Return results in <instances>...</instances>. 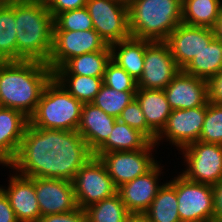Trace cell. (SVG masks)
I'll return each instance as SVG.
<instances>
[{"label":"cell","mask_w":222,"mask_h":222,"mask_svg":"<svg viewBox=\"0 0 222 222\" xmlns=\"http://www.w3.org/2000/svg\"><path fill=\"white\" fill-rule=\"evenodd\" d=\"M92 157L93 152L77 131L41 129L28 124L18 152L8 167L28 178L72 182Z\"/></svg>","instance_id":"6da1fadb"},{"label":"cell","mask_w":222,"mask_h":222,"mask_svg":"<svg viewBox=\"0 0 222 222\" xmlns=\"http://www.w3.org/2000/svg\"><path fill=\"white\" fill-rule=\"evenodd\" d=\"M52 78L53 71L40 61L0 62V107L19 110L29 118Z\"/></svg>","instance_id":"7a4b0ae2"},{"label":"cell","mask_w":222,"mask_h":222,"mask_svg":"<svg viewBox=\"0 0 222 222\" xmlns=\"http://www.w3.org/2000/svg\"><path fill=\"white\" fill-rule=\"evenodd\" d=\"M17 61L48 63L52 51L54 17L45 0L15 2Z\"/></svg>","instance_id":"3957f363"},{"label":"cell","mask_w":222,"mask_h":222,"mask_svg":"<svg viewBox=\"0 0 222 222\" xmlns=\"http://www.w3.org/2000/svg\"><path fill=\"white\" fill-rule=\"evenodd\" d=\"M182 0H131L128 3L131 36L165 41L182 23Z\"/></svg>","instance_id":"277c9868"},{"label":"cell","mask_w":222,"mask_h":222,"mask_svg":"<svg viewBox=\"0 0 222 222\" xmlns=\"http://www.w3.org/2000/svg\"><path fill=\"white\" fill-rule=\"evenodd\" d=\"M83 103L54 77L45 86L29 124L41 129L77 131Z\"/></svg>","instance_id":"5b68a950"},{"label":"cell","mask_w":222,"mask_h":222,"mask_svg":"<svg viewBox=\"0 0 222 222\" xmlns=\"http://www.w3.org/2000/svg\"><path fill=\"white\" fill-rule=\"evenodd\" d=\"M169 182L176 189L181 222H214L212 185L189 181L181 174Z\"/></svg>","instance_id":"8992f818"},{"label":"cell","mask_w":222,"mask_h":222,"mask_svg":"<svg viewBox=\"0 0 222 222\" xmlns=\"http://www.w3.org/2000/svg\"><path fill=\"white\" fill-rule=\"evenodd\" d=\"M72 183L77 205L81 209L114 196L118 190L105 165L96 156L80 168Z\"/></svg>","instance_id":"52a82bcc"},{"label":"cell","mask_w":222,"mask_h":222,"mask_svg":"<svg viewBox=\"0 0 222 222\" xmlns=\"http://www.w3.org/2000/svg\"><path fill=\"white\" fill-rule=\"evenodd\" d=\"M94 29L107 45L131 37L128 4L120 0H87Z\"/></svg>","instance_id":"ba28073f"},{"label":"cell","mask_w":222,"mask_h":222,"mask_svg":"<svg viewBox=\"0 0 222 222\" xmlns=\"http://www.w3.org/2000/svg\"><path fill=\"white\" fill-rule=\"evenodd\" d=\"M180 151L187 164L181 175L187 180L214 186L222 179V145L196 141Z\"/></svg>","instance_id":"9c48e42d"},{"label":"cell","mask_w":222,"mask_h":222,"mask_svg":"<svg viewBox=\"0 0 222 222\" xmlns=\"http://www.w3.org/2000/svg\"><path fill=\"white\" fill-rule=\"evenodd\" d=\"M96 51H111V49L95 29L53 31L52 51L47 65L54 72L69 59Z\"/></svg>","instance_id":"30bf717a"},{"label":"cell","mask_w":222,"mask_h":222,"mask_svg":"<svg viewBox=\"0 0 222 222\" xmlns=\"http://www.w3.org/2000/svg\"><path fill=\"white\" fill-rule=\"evenodd\" d=\"M155 145L154 142H150L144 149L107 152L101 154L99 158L118 188L136 177L146 174L157 164L158 161L153 158L151 153Z\"/></svg>","instance_id":"8fae6325"},{"label":"cell","mask_w":222,"mask_h":222,"mask_svg":"<svg viewBox=\"0 0 222 222\" xmlns=\"http://www.w3.org/2000/svg\"><path fill=\"white\" fill-rule=\"evenodd\" d=\"M181 69L165 41H151L145 48L144 67L137 88L164 90Z\"/></svg>","instance_id":"7c38bea8"},{"label":"cell","mask_w":222,"mask_h":222,"mask_svg":"<svg viewBox=\"0 0 222 222\" xmlns=\"http://www.w3.org/2000/svg\"><path fill=\"white\" fill-rule=\"evenodd\" d=\"M206 114V105L190 109H174L168 117L167 123L157 135L155 144L167 138L180 150L199 141Z\"/></svg>","instance_id":"4fadbf2b"},{"label":"cell","mask_w":222,"mask_h":222,"mask_svg":"<svg viewBox=\"0 0 222 222\" xmlns=\"http://www.w3.org/2000/svg\"><path fill=\"white\" fill-rule=\"evenodd\" d=\"M215 38L214 29L180 23L167 37L170 52L183 70Z\"/></svg>","instance_id":"5bb4252c"},{"label":"cell","mask_w":222,"mask_h":222,"mask_svg":"<svg viewBox=\"0 0 222 222\" xmlns=\"http://www.w3.org/2000/svg\"><path fill=\"white\" fill-rule=\"evenodd\" d=\"M34 186L41 216L66 213L78 208L71 181L34 177Z\"/></svg>","instance_id":"9a60e30c"},{"label":"cell","mask_w":222,"mask_h":222,"mask_svg":"<svg viewBox=\"0 0 222 222\" xmlns=\"http://www.w3.org/2000/svg\"><path fill=\"white\" fill-rule=\"evenodd\" d=\"M169 106L174 109H190L208 103V83L206 80L189 75L183 70L164 89Z\"/></svg>","instance_id":"2e32d148"},{"label":"cell","mask_w":222,"mask_h":222,"mask_svg":"<svg viewBox=\"0 0 222 222\" xmlns=\"http://www.w3.org/2000/svg\"><path fill=\"white\" fill-rule=\"evenodd\" d=\"M0 189L8 197L18 222H38L41 214L36 198L34 177L28 178L16 173L10 176L8 188Z\"/></svg>","instance_id":"e0dca14e"},{"label":"cell","mask_w":222,"mask_h":222,"mask_svg":"<svg viewBox=\"0 0 222 222\" xmlns=\"http://www.w3.org/2000/svg\"><path fill=\"white\" fill-rule=\"evenodd\" d=\"M160 169L157 163L146 174L118 187L117 193L129 212H146L149 209L162 186L158 184Z\"/></svg>","instance_id":"ac0fdd59"},{"label":"cell","mask_w":222,"mask_h":222,"mask_svg":"<svg viewBox=\"0 0 222 222\" xmlns=\"http://www.w3.org/2000/svg\"><path fill=\"white\" fill-rule=\"evenodd\" d=\"M28 124L21 111L0 107V164L8 166L15 158Z\"/></svg>","instance_id":"d6986e66"},{"label":"cell","mask_w":222,"mask_h":222,"mask_svg":"<svg viewBox=\"0 0 222 222\" xmlns=\"http://www.w3.org/2000/svg\"><path fill=\"white\" fill-rule=\"evenodd\" d=\"M116 120L93 103H83L77 132L94 153L107 140Z\"/></svg>","instance_id":"ffe728a7"},{"label":"cell","mask_w":222,"mask_h":222,"mask_svg":"<svg viewBox=\"0 0 222 222\" xmlns=\"http://www.w3.org/2000/svg\"><path fill=\"white\" fill-rule=\"evenodd\" d=\"M150 42L131 36L113 43L110 45L111 60L138 81L143 72L145 48Z\"/></svg>","instance_id":"44dd1931"},{"label":"cell","mask_w":222,"mask_h":222,"mask_svg":"<svg viewBox=\"0 0 222 222\" xmlns=\"http://www.w3.org/2000/svg\"><path fill=\"white\" fill-rule=\"evenodd\" d=\"M135 98L141 106L147 125L158 135L172 111L164 90L137 88Z\"/></svg>","instance_id":"7402d4cb"},{"label":"cell","mask_w":222,"mask_h":222,"mask_svg":"<svg viewBox=\"0 0 222 222\" xmlns=\"http://www.w3.org/2000/svg\"><path fill=\"white\" fill-rule=\"evenodd\" d=\"M151 141L139 130L131 128L126 123L115 121L107 140L93 153L99 157L103 153L114 151H136L144 149Z\"/></svg>","instance_id":"603a6c76"},{"label":"cell","mask_w":222,"mask_h":222,"mask_svg":"<svg viewBox=\"0 0 222 222\" xmlns=\"http://www.w3.org/2000/svg\"><path fill=\"white\" fill-rule=\"evenodd\" d=\"M222 70V41L216 37L183 69L189 75L208 81Z\"/></svg>","instance_id":"cb8c5ba5"},{"label":"cell","mask_w":222,"mask_h":222,"mask_svg":"<svg viewBox=\"0 0 222 222\" xmlns=\"http://www.w3.org/2000/svg\"><path fill=\"white\" fill-rule=\"evenodd\" d=\"M111 61V51H96L69 59L53 74H77L103 77L107 64Z\"/></svg>","instance_id":"d4e9b609"},{"label":"cell","mask_w":222,"mask_h":222,"mask_svg":"<svg viewBox=\"0 0 222 222\" xmlns=\"http://www.w3.org/2000/svg\"><path fill=\"white\" fill-rule=\"evenodd\" d=\"M221 6L220 0H182V23L213 29Z\"/></svg>","instance_id":"484cf974"},{"label":"cell","mask_w":222,"mask_h":222,"mask_svg":"<svg viewBox=\"0 0 222 222\" xmlns=\"http://www.w3.org/2000/svg\"><path fill=\"white\" fill-rule=\"evenodd\" d=\"M146 214L151 222H181L176 189L170 182L159 188Z\"/></svg>","instance_id":"4316f807"},{"label":"cell","mask_w":222,"mask_h":222,"mask_svg":"<svg viewBox=\"0 0 222 222\" xmlns=\"http://www.w3.org/2000/svg\"><path fill=\"white\" fill-rule=\"evenodd\" d=\"M15 2L0 4V62L17 61Z\"/></svg>","instance_id":"83f0119b"},{"label":"cell","mask_w":222,"mask_h":222,"mask_svg":"<svg viewBox=\"0 0 222 222\" xmlns=\"http://www.w3.org/2000/svg\"><path fill=\"white\" fill-rule=\"evenodd\" d=\"M53 77L82 103H91L103 85V77L77 74H53Z\"/></svg>","instance_id":"f1b7e54d"},{"label":"cell","mask_w":222,"mask_h":222,"mask_svg":"<svg viewBox=\"0 0 222 222\" xmlns=\"http://www.w3.org/2000/svg\"><path fill=\"white\" fill-rule=\"evenodd\" d=\"M84 210L87 222H125L129 213L118 193L94 203Z\"/></svg>","instance_id":"f546056e"},{"label":"cell","mask_w":222,"mask_h":222,"mask_svg":"<svg viewBox=\"0 0 222 222\" xmlns=\"http://www.w3.org/2000/svg\"><path fill=\"white\" fill-rule=\"evenodd\" d=\"M135 94L136 92L117 91L103 84L91 103L117 119L123 109L135 99Z\"/></svg>","instance_id":"4dcf8cb0"},{"label":"cell","mask_w":222,"mask_h":222,"mask_svg":"<svg viewBox=\"0 0 222 222\" xmlns=\"http://www.w3.org/2000/svg\"><path fill=\"white\" fill-rule=\"evenodd\" d=\"M94 29L93 21L86 7L69 10L54 18L53 31H84Z\"/></svg>","instance_id":"1f68e13d"},{"label":"cell","mask_w":222,"mask_h":222,"mask_svg":"<svg viewBox=\"0 0 222 222\" xmlns=\"http://www.w3.org/2000/svg\"><path fill=\"white\" fill-rule=\"evenodd\" d=\"M199 141L222 145V104L208 102Z\"/></svg>","instance_id":"d6a6232c"},{"label":"cell","mask_w":222,"mask_h":222,"mask_svg":"<svg viewBox=\"0 0 222 222\" xmlns=\"http://www.w3.org/2000/svg\"><path fill=\"white\" fill-rule=\"evenodd\" d=\"M119 121L126 123L131 128L139 130L151 142L156 141L157 134L147 125L146 118L141 110L137 99H133L121 112L117 118Z\"/></svg>","instance_id":"836d02e7"},{"label":"cell","mask_w":222,"mask_h":222,"mask_svg":"<svg viewBox=\"0 0 222 222\" xmlns=\"http://www.w3.org/2000/svg\"><path fill=\"white\" fill-rule=\"evenodd\" d=\"M103 84L117 91H137V81L112 60L106 66Z\"/></svg>","instance_id":"e575fe53"},{"label":"cell","mask_w":222,"mask_h":222,"mask_svg":"<svg viewBox=\"0 0 222 222\" xmlns=\"http://www.w3.org/2000/svg\"><path fill=\"white\" fill-rule=\"evenodd\" d=\"M45 3L55 18L62 12L86 7L87 0H45Z\"/></svg>","instance_id":"d590c367"},{"label":"cell","mask_w":222,"mask_h":222,"mask_svg":"<svg viewBox=\"0 0 222 222\" xmlns=\"http://www.w3.org/2000/svg\"><path fill=\"white\" fill-rule=\"evenodd\" d=\"M38 222H87V216L85 210L78 207L66 213L41 216Z\"/></svg>","instance_id":"8d00e7d4"},{"label":"cell","mask_w":222,"mask_h":222,"mask_svg":"<svg viewBox=\"0 0 222 222\" xmlns=\"http://www.w3.org/2000/svg\"><path fill=\"white\" fill-rule=\"evenodd\" d=\"M208 102L222 104V70L208 81Z\"/></svg>","instance_id":"74e56055"},{"label":"cell","mask_w":222,"mask_h":222,"mask_svg":"<svg viewBox=\"0 0 222 222\" xmlns=\"http://www.w3.org/2000/svg\"><path fill=\"white\" fill-rule=\"evenodd\" d=\"M0 222H18L8 197L0 189Z\"/></svg>","instance_id":"f35d334b"},{"label":"cell","mask_w":222,"mask_h":222,"mask_svg":"<svg viewBox=\"0 0 222 222\" xmlns=\"http://www.w3.org/2000/svg\"><path fill=\"white\" fill-rule=\"evenodd\" d=\"M214 222H222V179L213 186Z\"/></svg>","instance_id":"ab89813d"},{"label":"cell","mask_w":222,"mask_h":222,"mask_svg":"<svg viewBox=\"0 0 222 222\" xmlns=\"http://www.w3.org/2000/svg\"><path fill=\"white\" fill-rule=\"evenodd\" d=\"M125 222H151L146 212H129Z\"/></svg>","instance_id":"60d3db41"},{"label":"cell","mask_w":222,"mask_h":222,"mask_svg":"<svg viewBox=\"0 0 222 222\" xmlns=\"http://www.w3.org/2000/svg\"><path fill=\"white\" fill-rule=\"evenodd\" d=\"M213 29H214L215 37L222 41V6L219 12L217 23Z\"/></svg>","instance_id":"b9f144b4"},{"label":"cell","mask_w":222,"mask_h":222,"mask_svg":"<svg viewBox=\"0 0 222 222\" xmlns=\"http://www.w3.org/2000/svg\"><path fill=\"white\" fill-rule=\"evenodd\" d=\"M17 1H21V0H0V4L1 3H13V2H17Z\"/></svg>","instance_id":"7bdbcfd3"},{"label":"cell","mask_w":222,"mask_h":222,"mask_svg":"<svg viewBox=\"0 0 222 222\" xmlns=\"http://www.w3.org/2000/svg\"><path fill=\"white\" fill-rule=\"evenodd\" d=\"M120 1L128 4L131 0H120Z\"/></svg>","instance_id":"ee69618b"}]
</instances>
